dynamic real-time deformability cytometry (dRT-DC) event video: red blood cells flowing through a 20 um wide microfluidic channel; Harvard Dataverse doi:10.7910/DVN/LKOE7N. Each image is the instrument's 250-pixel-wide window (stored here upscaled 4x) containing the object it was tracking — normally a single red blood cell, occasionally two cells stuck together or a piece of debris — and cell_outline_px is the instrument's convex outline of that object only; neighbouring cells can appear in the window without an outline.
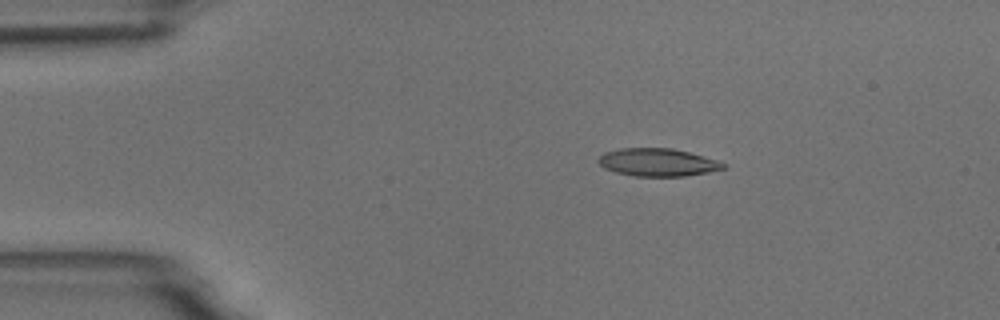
{"species": "common noctule bat (a hibernating species)", "species_latin": "Nyctalus noctula", "temperature_condition": "room temperature", "stored_images_in_passage": 8, "camera_frame_rate_fps": 3000, "um_per_image_px": 0.085, "animal": {"sex": "male", "body_mass_g": 18.8}, "frame": {"image": 1, "passage_image": 3, "time_ms": 2.0, "image_size_px": [1000, 320], "cell_outline_px": [[728, 164], [724, 168], [708, 172], [684, 176], [636, 176], [616, 172], [604, 168], [596, 160], [604, 152], [620, 148], [672, 148], [688, 152], [716, 160]], "centroid_in_image_um": [55.88, 13.79], "position_along_channel_um": 29.1, "area_um2": 20.11}}
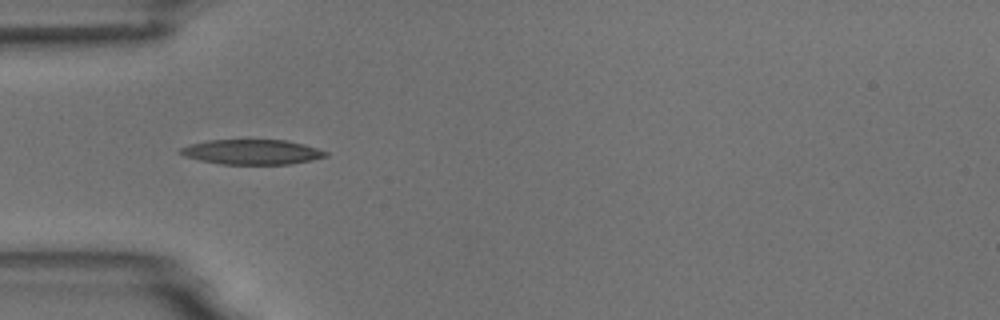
{"frame": {"image": 2, "passage_image": 5, "time_ms": 4.333, "image_size_px": [1000, 320], "cell_outline_px": [[328, 156], [312, 160], [292, 164], [220, 164], [200, 160], [184, 156], [180, 152], [180, 148], [192, 144], [208, 140], [288, 140], [304, 144], [328, 152]], "centroid_in_image_um": [21.46, 12.92], "position_along_channel_um": 63.5, "area_um2": 21.04}}